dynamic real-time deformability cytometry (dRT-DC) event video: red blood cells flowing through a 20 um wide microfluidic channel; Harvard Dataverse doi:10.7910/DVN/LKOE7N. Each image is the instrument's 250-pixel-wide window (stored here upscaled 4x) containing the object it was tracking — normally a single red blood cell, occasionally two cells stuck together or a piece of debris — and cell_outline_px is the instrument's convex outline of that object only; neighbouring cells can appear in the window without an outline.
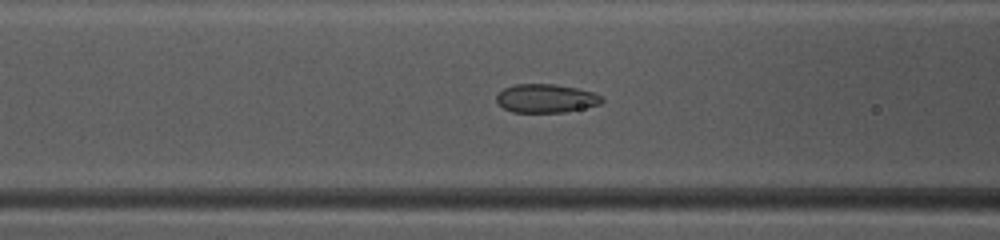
{"species": "common noctule bat (a hibernating species)", "species_latin": "Nyctalus noctula", "temperature_condition": "warm", "stored_images_in_passage": 36, "camera_frame_rate_fps": 3000, "um_per_image_px": 0.085, "animal": {"sex": "female", "body_mass_g": 10.0, "forearm_length_mm": 53.1}, "frame": {"image": 1, "passage_image": 10, "time_ms": 3.0, "image_size_px": [1000, 240], "cell_outline_px": [[604, 100], [600, 104], [564, 112], [512, 112], [504, 108], [496, 100], [496, 96], [504, 88], [516, 84], [556, 84], [576, 88], [592, 92], [600, 96]], "centroid_in_image_um": [46.39, 8.36], "position_along_channel_um": 120.2, "area_um2": 17.34}}
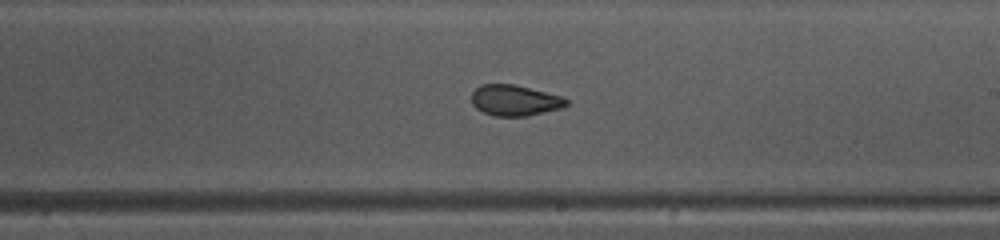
{"frame": {"image": 2, "passage_image": 19, "time_ms": 6.0, "image_size_px": [1000, 240], "cell_outline_px": [[568, 104], [564, 108], [528, 116], [492, 116], [476, 108], [472, 104], [472, 92], [480, 84], [516, 84], [560, 96], [568, 100]], "centroid_in_image_um": [43.76, 8.53], "position_along_channel_um": 245.2, "area_um2": 17.17}}
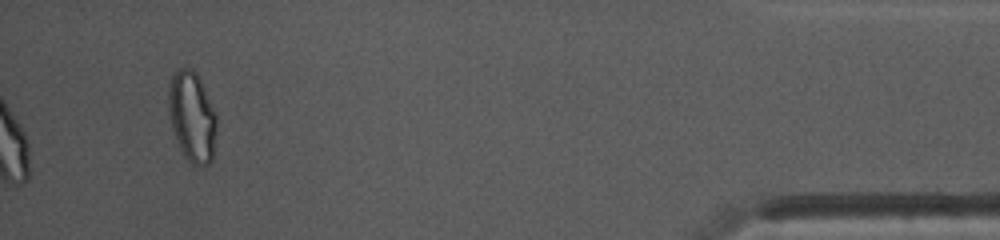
{"frame": {"image": 3, "passage_image": 36, "time_ms": 11.667, "image_size_px": [1000, 240], "cell_outline_px": [[216, 132], [212, 160], [208, 164], [192, 164], [184, 156], [176, 140], [172, 128], [168, 112], [168, 92], [172, 76], [180, 68], [192, 68], [196, 72], [216, 112]], "centroid_in_image_um": [16.32, 9.92], "position_along_channel_um": 418.9, "area_um2": 25.2}, "authors_computed_cell_mechanics": {"area_um2": 18.1203, "velocity_mm_per_s": 4.1672, "shape_relaxation_time_tau1_ms": 6.0925, "shape_relaxation_time_tau2_ms": 1.0553, "deformation_change_tau1": 0.1253, "deformation_change_tau2": 0.0533}}